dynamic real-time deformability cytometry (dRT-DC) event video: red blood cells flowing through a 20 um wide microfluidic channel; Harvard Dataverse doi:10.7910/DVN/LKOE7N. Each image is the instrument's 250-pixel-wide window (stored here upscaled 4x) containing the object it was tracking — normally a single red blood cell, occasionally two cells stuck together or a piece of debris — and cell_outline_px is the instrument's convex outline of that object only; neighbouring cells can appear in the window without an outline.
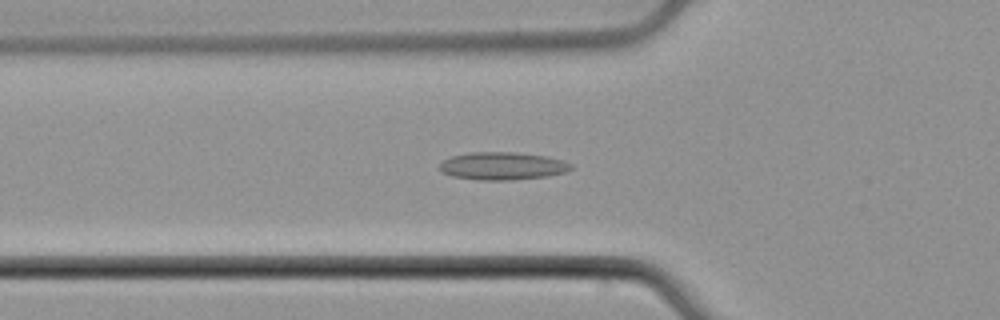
{"species": "common noctule bat (a hibernating species)", "species_latin": "Nyctalus noctula", "temperature_condition": "cold", "stored_images_in_passage": 54, "camera_frame_rate_fps": 3000, "um_per_image_px": 0.085, "animal": {"sex": "male", "body_mass_g": 21.5, "forearm_length_mm": 52.0}, "frame": {"image": 1, "passage_image": 19, "time_ms": 6.0, "image_size_px": [1000, 320], "cell_outline_px": [[572, 168], [564, 172], [544, 176], [512, 180], [480, 180], [452, 176], [440, 172], [440, 164], [444, 160], [452, 156], [468, 152], [512, 152], [544, 156], [560, 160], [572, 164]], "centroid_in_image_um": [42.65, 14.11], "position_along_channel_um": 83.2, "area_um2": 20.98}}
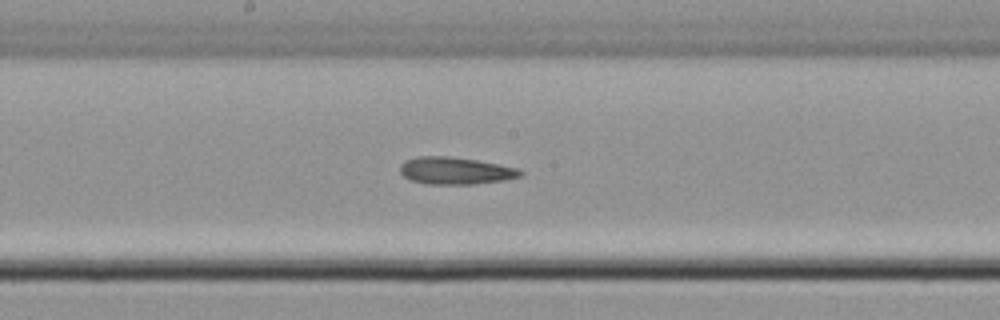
{"frame": {"image": 2, "passage_image": 29, "time_ms": 9.333, "image_size_px": [1000, 320], "cell_outline_px": [[524, 172], [520, 176], [504, 180], [472, 184], [428, 184], [412, 180], [404, 176], [400, 172], [400, 164], [404, 160], [416, 156], [448, 156], [476, 160], [516, 168]], "centroid_in_image_um": [38.66, 14.5], "position_along_channel_um": 209.5, "area_um2": 18.9}}
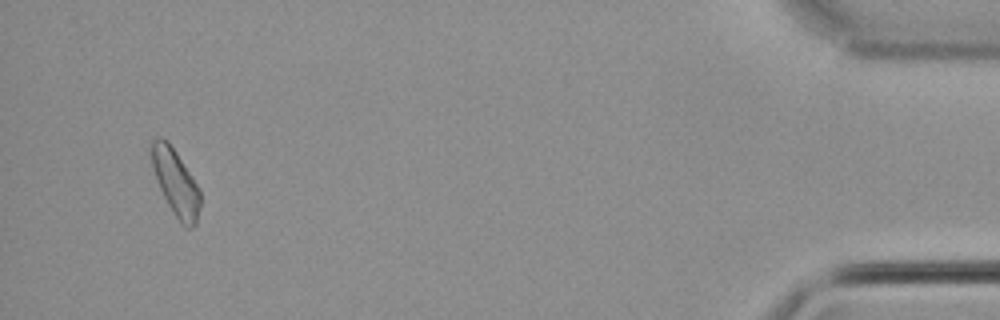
{"frame": {"image": 3, "passage_image": 52, "time_ms": 17.0, "image_size_px": [1000, 320], "cell_outline_px": [[200, 208], [196, 224], [192, 228], [184, 228], [180, 224], [168, 204], [156, 180], [152, 164], [152, 140], [156, 136], [160, 136], [168, 140], [200, 188]], "centroid_in_image_um": [14.95, 15.53], "position_along_channel_um": 420.3, "area_um2": 18.84}, "authors_computed_cell_mechanics": {"area_um2": 19.074, "velocity_mm_per_s": 3.7883, "shape_relaxation_time_tau1_ms": 8.6711, "shape_relaxation_time_tau2_ms": 4.9614, "deformation_change_tau1": 0.1176, "deformation_change_tau2": 0.1128}}